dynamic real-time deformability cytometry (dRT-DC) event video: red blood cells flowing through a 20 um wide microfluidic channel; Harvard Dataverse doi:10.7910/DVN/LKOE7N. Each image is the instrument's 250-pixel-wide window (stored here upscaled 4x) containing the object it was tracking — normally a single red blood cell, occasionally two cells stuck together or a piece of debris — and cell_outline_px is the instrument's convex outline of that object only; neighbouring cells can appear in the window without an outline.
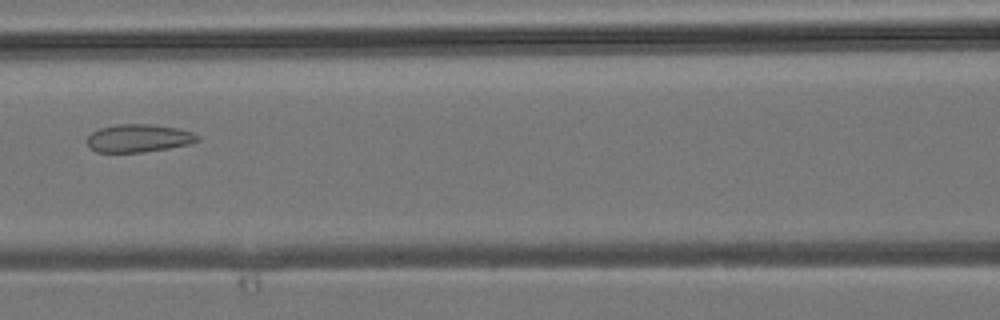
{"species": "common noctule bat (a hibernating species)", "species_latin": "Nyctalus noctula", "temperature_condition": "room temperature", "stored_images_in_passage": 40, "camera_frame_rate_fps": 3000, "um_per_image_px": 0.085, "animal": {"sex": "male", "body_mass_g": 19.2, "forearm_length_mm": 51.8}, "frame": {"image": 1, "passage_image": 18, "time_ms": 5.667, "image_size_px": [1000, 320], "cell_outline_px": [[200, 140], [188, 144], [168, 148], [144, 152], [96, 152], [88, 144], [88, 136], [92, 132], [100, 128], [116, 124], [148, 124], [176, 128], [192, 132], [200, 136]], "centroid_in_image_um": [11.79, 11.74], "position_along_channel_um": 154.8, "area_um2": 17.8}}
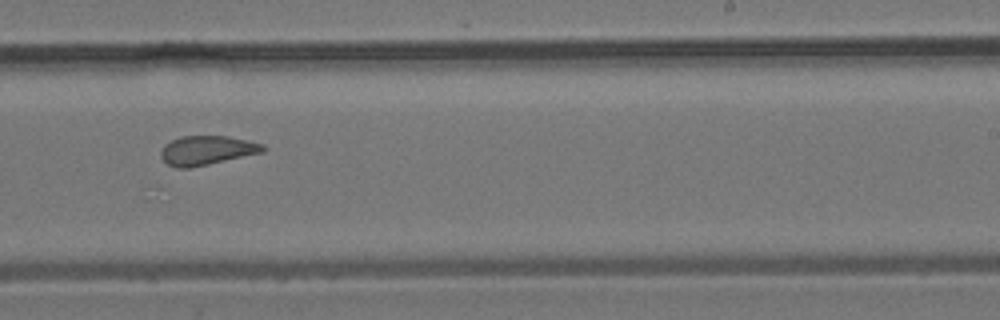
{"frame": {"image": 2, "passage_image": 25, "time_ms": 8.0, "image_size_px": [1000, 320], "cell_outline_px": [[264, 152], [208, 164], [188, 168], [176, 168], [168, 164], [160, 156], [160, 152], [164, 144], [180, 136], [228, 136], [248, 140], [264, 144]], "centroid_in_image_um": [17.57, 12.77], "position_along_channel_um": 271.4, "area_um2": 17.34}}
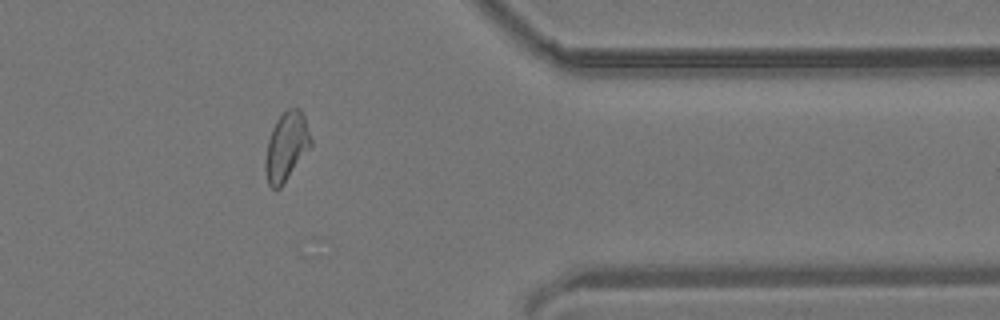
{"frame": {"image": 3, "passage_image": 33, "time_ms": 10.667, "image_size_px": [1000, 320], "cell_outline_px": [[312, 144], [280, 188], [272, 188], [268, 184], [264, 168], [264, 164], [268, 140], [272, 128], [276, 120], [288, 108], [300, 108], [304, 112], [312, 140]], "centroid_in_image_um": [24.34, 12.42], "position_along_channel_um": 387.1, "area_um2": 18.15}}